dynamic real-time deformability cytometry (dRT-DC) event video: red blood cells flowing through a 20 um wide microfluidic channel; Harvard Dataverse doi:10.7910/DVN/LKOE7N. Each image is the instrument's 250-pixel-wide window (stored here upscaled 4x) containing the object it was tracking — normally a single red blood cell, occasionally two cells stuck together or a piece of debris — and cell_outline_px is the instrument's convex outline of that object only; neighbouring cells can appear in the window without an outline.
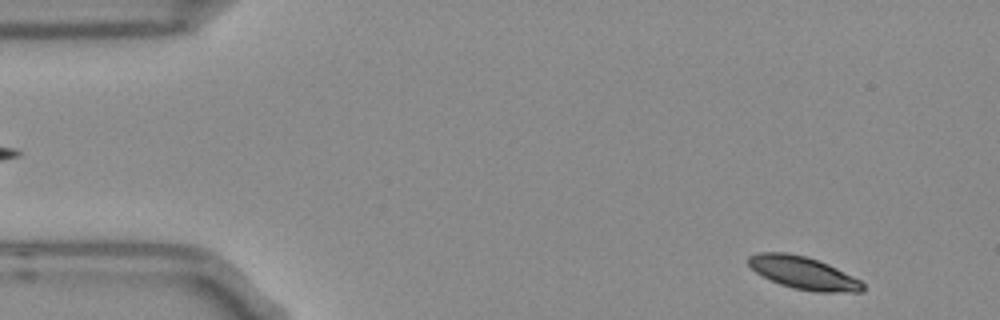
{"species": "Egyptian fruit bat (a non-hibernating species)", "species_latin": "Rousettus aegyptiacus", "temperature_condition": "room temperature", "stored_images_in_passage": 14, "camera_frame_rate_fps": 3000, "um_per_image_px": 0.085, "frame": {"image": 1, "passage_image": 2, "time_ms": 0.333, "image_size_px": [1000, 320], "cell_outline_px": [[864, 292], [816, 292], [792, 288], [780, 284], [756, 272], [748, 264], [748, 256], [756, 252], [784, 252], [804, 256], [828, 264], [860, 280], [864, 284]], "centroid_in_image_um": [68.28, 23.2], "position_along_channel_um": 16.7, "area_um2": 21.56}}
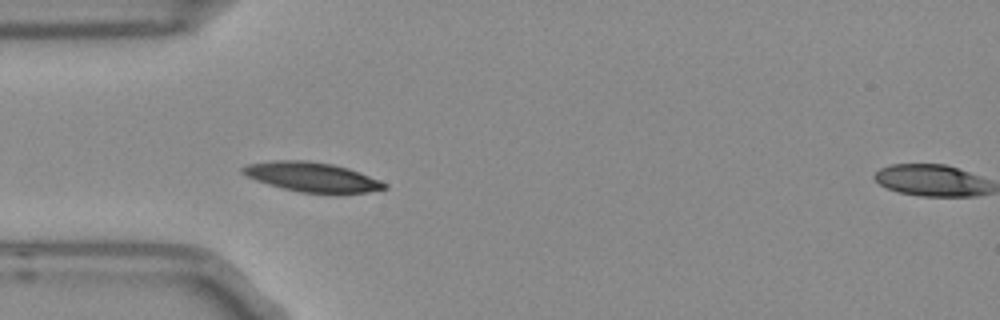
{"frame": {"image": 2, "passage_image": 13, "time_ms": 4.0, "image_size_px": [1000, 320], "cell_outline_px": [[388, 188], [368, 192], [336, 196], [300, 192], [268, 184], [256, 180], [240, 172], [240, 168], [248, 164], [272, 160], [308, 160], [332, 164], [348, 168], [380, 180], [388, 184]], "centroid_in_image_um": [26.58, 15.08], "position_along_channel_um": 58.4, "area_um2": 25.03}}